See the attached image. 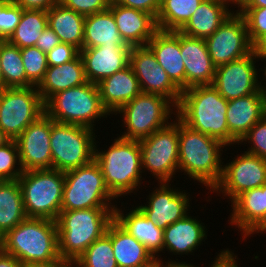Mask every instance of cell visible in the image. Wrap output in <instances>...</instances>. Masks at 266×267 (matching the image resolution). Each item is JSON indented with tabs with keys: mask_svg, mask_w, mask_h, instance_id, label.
I'll return each instance as SVG.
<instances>
[{
	"mask_svg": "<svg viewBox=\"0 0 266 267\" xmlns=\"http://www.w3.org/2000/svg\"><path fill=\"white\" fill-rule=\"evenodd\" d=\"M46 27H48L46 10L22 9L20 22L7 41L20 49L35 46Z\"/></svg>",
	"mask_w": 266,
	"mask_h": 267,
	"instance_id": "836d02e7",
	"label": "cell"
},
{
	"mask_svg": "<svg viewBox=\"0 0 266 267\" xmlns=\"http://www.w3.org/2000/svg\"><path fill=\"white\" fill-rule=\"evenodd\" d=\"M51 118L45 113L16 139L23 171L52 169Z\"/></svg>",
	"mask_w": 266,
	"mask_h": 267,
	"instance_id": "d6986e66",
	"label": "cell"
},
{
	"mask_svg": "<svg viewBox=\"0 0 266 267\" xmlns=\"http://www.w3.org/2000/svg\"><path fill=\"white\" fill-rule=\"evenodd\" d=\"M105 234L111 239L118 267H144L155 260L145 245L130 235L115 219L110 222Z\"/></svg>",
	"mask_w": 266,
	"mask_h": 267,
	"instance_id": "f1b7e54d",
	"label": "cell"
},
{
	"mask_svg": "<svg viewBox=\"0 0 266 267\" xmlns=\"http://www.w3.org/2000/svg\"><path fill=\"white\" fill-rule=\"evenodd\" d=\"M64 175L61 211L117 206V199L106 187L101 168L95 160L68 170Z\"/></svg>",
	"mask_w": 266,
	"mask_h": 267,
	"instance_id": "9c48e42d",
	"label": "cell"
},
{
	"mask_svg": "<svg viewBox=\"0 0 266 267\" xmlns=\"http://www.w3.org/2000/svg\"><path fill=\"white\" fill-rule=\"evenodd\" d=\"M130 65L141 92L160 95L177 107L182 91L171 81L148 46L131 47Z\"/></svg>",
	"mask_w": 266,
	"mask_h": 267,
	"instance_id": "2e32d148",
	"label": "cell"
},
{
	"mask_svg": "<svg viewBox=\"0 0 266 267\" xmlns=\"http://www.w3.org/2000/svg\"><path fill=\"white\" fill-rule=\"evenodd\" d=\"M233 5L230 0H203L179 32L206 39L235 11Z\"/></svg>",
	"mask_w": 266,
	"mask_h": 267,
	"instance_id": "83f0119b",
	"label": "cell"
},
{
	"mask_svg": "<svg viewBox=\"0 0 266 267\" xmlns=\"http://www.w3.org/2000/svg\"><path fill=\"white\" fill-rule=\"evenodd\" d=\"M43 114L45 103L35 86L0 90V128L11 140Z\"/></svg>",
	"mask_w": 266,
	"mask_h": 267,
	"instance_id": "7c38bea8",
	"label": "cell"
},
{
	"mask_svg": "<svg viewBox=\"0 0 266 267\" xmlns=\"http://www.w3.org/2000/svg\"><path fill=\"white\" fill-rule=\"evenodd\" d=\"M236 7H266V0H241Z\"/></svg>",
	"mask_w": 266,
	"mask_h": 267,
	"instance_id": "11a10c76",
	"label": "cell"
},
{
	"mask_svg": "<svg viewBox=\"0 0 266 267\" xmlns=\"http://www.w3.org/2000/svg\"><path fill=\"white\" fill-rule=\"evenodd\" d=\"M118 205L114 209V219L127 232L135 237L141 244H144L146 249L152 254L155 259L163 261L161 252L163 253V231L152 220L145 217V215L136 207L129 206L123 209ZM130 210V211H129ZM128 211V212H127Z\"/></svg>",
	"mask_w": 266,
	"mask_h": 267,
	"instance_id": "d4e9b609",
	"label": "cell"
},
{
	"mask_svg": "<svg viewBox=\"0 0 266 267\" xmlns=\"http://www.w3.org/2000/svg\"><path fill=\"white\" fill-rule=\"evenodd\" d=\"M11 139L4 133V131L0 128V147L4 146Z\"/></svg>",
	"mask_w": 266,
	"mask_h": 267,
	"instance_id": "9f6ffc18",
	"label": "cell"
},
{
	"mask_svg": "<svg viewBox=\"0 0 266 267\" xmlns=\"http://www.w3.org/2000/svg\"><path fill=\"white\" fill-rule=\"evenodd\" d=\"M147 46L157 58L171 81L181 90L185 89V65L180 51V32L158 30Z\"/></svg>",
	"mask_w": 266,
	"mask_h": 267,
	"instance_id": "484cf974",
	"label": "cell"
},
{
	"mask_svg": "<svg viewBox=\"0 0 266 267\" xmlns=\"http://www.w3.org/2000/svg\"><path fill=\"white\" fill-rule=\"evenodd\" d=\"M243 143L245 146L248 143L246 152L266 159V115L248 131L238 145H244Z\"/></svg>",
	"mask_w": 266,
	"mask_h": 267,
	"instance_id": "60d3db41",
	"label": "cell"
},
{
	"mask_svg": "<svg viewBox=\"0 0 266 267\" xmlns=\"http://www.w3.org/2000/svg\"><path fill=\"white\" fill-rule=\"evenodd\" d=\"M19 149L16 140L0 147V181H15L22 175Z\"/></svg>",
	"mask_w": 266,
	"mask_h": 267,
	"instance_id": "f35d334b",
	"label": "cell"
},
{
	"mask_svg": "<svg viewBox=\"0 0 266 267\" xmlns=\"http://www.w3.org/2000/svg\"><path fill=\"white\" fill-rule=\"evenodd\" d=\"M119 34L131 47L147 46L149 40L158 31L156 19L146 12L110 4Z\"/></svg>",
	"mask_w": 266,
	"mask_h": 267,
	"instance_id": "603a6c76",
	"label": "cell"
},
{
	"mask_svg": "<svg viewBox=\"0 0 266 267\" xmlns=\"http://www.w3.org/2000/svg\"><path fill=\"white\" fill-rule=\"evenodd\" d=\"M59 2L83 16L104 11L110 5V0H59Z\"/></svg>",
	"mask_w": 266,
	"mask_h": 267,
	"instance_id": "7bdbcfd3",
	"label": "cell"
},
{
	"mask_svg": "<svg viewBox=\"0 0 266 267\" xmlns=\"http://www.w3.org/2000/svg\"><path fill=\"white\" fill-rule=\"evenodd\" d=\"M20 52L26 71L27 87H37L48 68L47 55L36 46L22 48Z\"/></svg>",
	"mask_w": 266,
	"mask_h": 267,
	"instance_id": "74e56055",
	"label": "cell"
},
{
	"mask_svg": "<svg viewBox=\"0 0 266 267\" xmlns=\"http://www.w3.org/2000/svg\"><path fill=\"white\" fill-rule=\"evenodd\" d=\"M18 181L27 217L56 221L61 212L64 172L56 169L27 170Z\"/></svg>",
	"mask_w": 266,
	"mask_h": 267,
	"instance_id": "ba28073f",
	"label": "cell"
},
{
	"mask_svg": "<svg viewBox=\"0 0 266 267\" xmlns=\"http://www.w3.org/2000/svg\"><path fill=\"white\" fill-rule=\"evenodd\" d=\"M6 0H0V5L3 4Z\"/></svg>",
	"mask_w": 266,
	"mask_h": 267,
	"instance_id": "94428289",
	"label": "cell"
},
{
	"mask_svg": "<svg viewBox=\"0 0 266 267\" xmlns=\"http://www.w3.org/2000/svg\"><path fill=\"white\" fill-rule=\"evenodd\" d=\"M242 152L223 163L221 179L210 192L223 195L231 203L243 192L266 184V159Z\"/></svg>",
	"mask_w": 266,
	"mask_h": 267,
	"instance_id": "4fadbf2b",
	"label": "cell"
},
{
	"mask_svg": "<svg viewBox=\"0 0 266 267\" xmlns=\"http://www.w3.org/2000/svg\"><path fill=\"white\" fill-rule=\"evenodd\" d=\"M117 114L126 129L119 137L139 141L167 126L176 117V107L160 95L141 92L114 115Z\"/></svg>",
	"mask_w": 266,
	"mask_h": 267,
	"instance_id": "52a82bcc",
	"label": "cell"
},
{
	"mask_svg": "<svg viewBox=\"0 0 266 267\" xmlns=\"http://www.w3.org/2000/svg\"><path fill=\"white\" fill-rule=\"evenodd\" d=\"M252 53L256 57L266 56V33L261 35L253 44H252Z\"/></svg>",
	"mask_w": 266,
	"mask_h": 267,
	"instance_id": "681fc988",
	"label": "cell"
},
{
	"mask_svg": "<svg viewBox=\"0 0 266 267\" xmlns=\"http://www.w3.org/2000/svg\"><path fill=\"white\" fill-rule=\"evenodd\" d=\"M205 41L215 67L245 57L252 52L246 21L237 10Z\"/></svg>",
	"mask_w": 266,
	"mask_h": 267,
	"instance_id": "5bb4252c",
	"label": "cell"
},
{
	"mask_svg": "<svg viewBox=\"0 0 266 267\" xmlns=\"http://www.w3.org/2000/svg\"><path fill=\"white\" fill-rule=\"evenodd\" d=\"M0 249L23 265L61 259L55 220L27 217L0 238Z\"/></svg>",
	"mask_w": 266,
	"mask_h": 267,
	"instance_id": "277c9868",
	"label": "cell"
},
{
	"mask_svg": "<svg viewBox=\"0 0 266 267\" xmlns=\"http://www.w3.org/2000/svg\"><path fill=\"white\" fill-rule=\"evenodd\" d=\"M97 87L102 105L111 116L141 93L138 79L130 64L101 80Z\"/></svg>",
	"mask_w": 266,
	"mask_h": 267,
	"instance_id": "4316f807",
	"label": "cell"
},
{
	"mask_svg": "<svg viewBox=\"0 0 266 267\" xmlns=\"http://www.w3.org/2000/svg\"><path fill=\"white\" fill-rule=\"evenodd\" d=\"M27 218L20 183L0 181V238Z\"/></svg>",
	"mask_w": 266,
	"mask_h": 267,
	"instance_id": "d6a6232c",
	"label": "cell"
},
{
	"mask_svg": "<svg viewBox=\"0 0 266 267\" xmlns=\"http://www.w3.org/2000/svg\"><path fill=\"white\" fill-rule=\"evenodd\" d=\"M97 141L95 143L94 160L101 168L105 185L110 193L117 201H119V197H128V195H132L131 193L137 194L143 184L142 180H145L142 177L139 141L127 140L117 136L107 150L98 147Z\"/></svg>",
	"mask_w": 266,
	"mask_h": 267,
	"instance_id": "3957f363",
	"label": "cell"
},
{
	"mask_svg": "<svg viewBox=\"0 0 266 267\" xmlns=\"http://www.w3.org/2000/svg\"><path fill=\"white\" fill-rule=\"evenodd\" d=\"M3 89V75H2V72H1V64H0V90Z\"/></svg>",
	"mask_w": 266,
	"mask_h": 267,
	"instance_id": "680465c9",
	"label": "cell"
},
{
	"mask_svg": "<svg viewBox=\"0 0 266 267\" xmlns=\"http://www.w3.org/2000/svg\"><path fill=\"white\" fill-rule=\"evenodd\" d=\"M234 5L235 7L240 3L241 0H230Z\"/></svg>",
	"mask_w": 266,
	"mask_h": 267,
	"instance_id": "91938a15",
	"label": "cell"
},
{
	"mask_svg": "<svg viewBox=\"0 0 266 267\" xmlns=\"http://www.w3.org/2000/svg\"><path fill=\"white\" fill-rule=\"evenodd\" d=\"M22 16V8L12 0L0 5V40H7L16 29Z\"/></svg>",
	"mask_w": 266,
	"mask_h": 267,
	"instance_id": "b9f144b4",
	"label": "cell"
},
{
	"mask_svg": "<svg viewBox=\"0 0 266 267\" xmlns=\"http://www.w3.org/2000/svg\"><path fill=\"white\" fill-rule=\"evenodd\" d=\"M142 172L160 182H174L178 170L179 136L178 118L156 130L149 137L139 140ZM173 179V180H172Z\"/></svg>",
	"mask_w": 266,
	"mask_h": 267,
	"instance_id": "8fae6325",
	"label": "cell"
},
{
	"mask_svg": "<svg viewBox=\"0 0 266 267\" xmlns=\"http://www.w3.org/2000/svg\"><path fill=\"white\" fill-rule=\"evenodd\" d=\"M22 9L49 10L59 0H12Z\"/></svg>",
	"mask_w": 266,
	"mask_h": 267,
	"instance_id": "c3c4849f",
	"label": "cell"
},
{
	"mask_svg": "<svg viewBox=\"0 0 266 267\" xmlns=\"http://www.w3.org/2000/svg\"><path fill=\"white\" fill-rule=\"evenodd\" d=\"M146 198V203L136 207L164 230L169 225L184 218L191 210V197L187 190L171 186V182H160ZM175 187V188H173Z\"/></svg>",
	"mask_w": 266,
	"mask_h": 267,
	"instance_id": "9a60e30c",
	"label": "cell"
},
{
	"mask_svg": "<svg viewBox=\"0 0 266 267\" xmlns=\"http://www.w3.org/2000/svg\"><path fill=\"white\" fill-rule=\"evenodd\" d=\"M60 43V39L57 34L48 26L38 38L36 47L44 53L50 52L55 46Z\"/></svg>",
	"mask_w": 266,
	"mask_h": 267,
	"instance_id": "bcb514c9",
	"label": "cell"
},
{
	"mask_svg": "<svg viewBox=\"0 0 266 267\" xmlns=\"http://www.w3.org/2000/svg\"><path fill=\"white\" fill-rule=\"evenodd\" d=\"M162 0H110V4L122 5L151 14L155 19Z\"/></svg>",
	"mask_w": 266,
	"mask_h": 267,
	"instance_id": "f6af8a7d",
	"label": "cell"
},
{
	"mask_svg": "<svg viewBox=\"0 0 266 267\" xmlns=\"http://www.w3.org/2000/svg\"><path fill=\"white\" fill-rule=\"evenodd\" d=\"M231 204L228 224L238 228L242 240L266 234V184L240 194Z\"/></svg>",
	"mask_w": 266,
	"mask_h": 267,
	"instance_id": "ac0fdd59",
	"label": "cell"
},
{
	"mask_svg": "<svg viewBox=\"0 0 266 267\" xmlns=\"http://www.w3.org/2000/svg\"><path fill=\"white\" fill-rule=\"evenodd\" d=\"M257 57L249 55L216 67L212 86L225 100L241 98L255 93L258 86Z\"/></svg>",
	"mask_w": 266,
	"mask_h": 267,
	"instance_id": "e0dca14e",
	"label": "cell"
},
{
	"mask_svg": "<svg viewBox=\"0 0 266 267\" xmlns=\"http://www.w3.org/2000/svg\"><path fill=\"white\" fill-rule=\"evenodd\" d=\"M0 267H23V264L14 256L0 249Z\"/></svg>",
	"mask_w": 266,
	"mask_h": 267,
	"instance_id": "f907efd6",
	"label": "cell"
},
{
	"mask_svg": "<svg viewBox=\"0 0 266 267\" xmlns=\"http://www.w3.org/2000/svg\"><path fill=\"white\" fill-rule=\"evenodd\" d=\"M84 65L78 54L72 61L60 66H48L45 75L36 87L46 103L56 93L86 83Z\"/></svg>",
	"mask_w": 266,
	"mask_h": 267,
	"instance_id": "f546056e",
	"label": "cell"
},
{
	"mask_svg": "<svg viewBox=\"0 0 266 267\" xmlns=\"http://www.w3.org/2000/svg\"><path fill=\"white\" fill-rule=\"evenodd\" d=\"M227 108L228 100L212 85H197L182 91L176 117L189 128L217 139L227 147H236L238 142L228 129Z\"/></svg>",
	"mask_w": 266,
	"mask_h": 267,
	"instance_id": "6da1fadb",
	"label": "cell"
},
{
	"mask_svg": "<svg viewBox=\"0 0 266 267\" xmlns=\"http://www.w3.org/2000/svg\"><path fill=\"white\" fill-rule=\"evenodd\" d=\"M72 264L63 259L51 261V262H38V263H27L23 267H71Z\"/></svg>",
	"mask_w": 266,
	"mask_h": 267,
	"instance_id": "816d5d0a",
	"label": "cell"
},
{
	"mask_svg": "<svg viewBox=\"0 0 266 267\" xmlns=\"http://www.w3.org/2000/svg\"><path fill=\"white\" fill-rule=\"evenodd\" d=\"M179 136V173L188 176L189 180L199 182L208 194L219 183L223 172L222 142L199 131L189 128L178 119ZM222 157V158H221Z\"/></svg>",
	"mask_w": 266,
	"mask_h": 267,
	"instance_id": "7a4b0ae2",
	"label": "cell"
},
{
	"mask_svg": "<svg viewBox=\"0 0 266 267\" xmlns=\"http://www.w3.org/2000/svg\"><path fill=\"white\" fill-rule=\"evenodd\" d=\"M101 45L129 46L119 34L112 11H104L85 16L83 48Z\"/></svg>",
	"mask_w": 266,
	"mask_h": 267,
	"instance_id": "1f68e13d",
	"label": "cell"
},
{
	"mask_svg": "<svg viewBox=\"0 0 266 267\" xmlns=\"http://www.w3.org/2000/svg\"><path fill=\"white\" fill-rule=\"evenodd\" d=\"M96 137L94 129L51 119L52 169L66 172L93 161Z\"/></svg>",
	"mask_w": 266,
	"mask_h": 267,
	"instance_id": "30bf717a",
	"label": "cell"
},
{
	"mask_svg": "<svg viewBox=\"0 0 266 267\" xmlns=\"http://www.w3.org/2000/svg\"><path fill=\"white\" fill-rule=\"evenodd\" d=\"M48 26L60 42L71 44L79 51L83 48L85 16L57 2L47 10Z\"/></svg>",
	"mask_w": 266,
	"mask_h": 267,
	"instance_id": "4dcf8cb0",
	"label": "cell"
},
{
	"mask_svg": "<svg viewBox=\"0 0 266 267\" xmlns=\"http://www.w3.org/2000/svg\"><path fill=\"white\" fill-rule=\"evenodd\" d=\"M257 60H258L257 62H259L261 60V62H265V64H266V56L257 57ZM265 64H264V69L261 67L258 69V73L263 71L262 75L258 74V79L261 80V81L258 80V86H259V90L266 96V82H265L266 81V65ZM261 76H263L262 79H261Z\"/></svg>",
	"mask_w": 266,
	"mask_h": 267,
	"instance_id": "f5cc1de1",
	"label": "cell"
},
{
	"mask_svg": "<svg viewBox=\"0 0 266 267\" xmlns=\"http://www.w3.org/2000/svg\"><path fill=\"white\" fill-rule=\"evenodd\" d=\"M0 64L3 88L27 87V77L20 48L0 40Z\"/></svg>",
	"mask_w": 266,
	"mask_h": 267,
	"instance_id": "d590c367",
	"label": "cell"
},
{
	"mask_svg": "<svg viewBox=\"0 0 266 267\" xmlns=\"http://www.w3.org/2000/svg\"><path fill=\"white\" fill-rule=\"evenodd\" d=\"M131 46L101 45L93 48H82V58L86 80L98 84L127 67L130 64Z\"/></svg>",
	"mask_w": 266,
	"mask_h": 267,
	"instance_id": "ffe728a7",
	"label": "cell"
},
{
	"mask_svg": "<svg viewBox=\"0 0 266 267\" xmlns=\"http://www.w3.org/2000/svg\"><path fill=\"white\" fill-rule=\"evenodd\" d=\"M73 267H118L111 239L104 234L95 240L72 264Z\"/></svg>",
	"mask_w": 266,
	"mask_h": 267,
	"instance_id": "8d00e7d4",
	"label": "cell"
},
{
	"mask_svg": "<svg viewBox=\"0 0 266 267\" xmlns=\"http://www.w3.org/2000/svg\"><path fill=\"white\" fill-rule=\"evenodd\" d=\"M180 51L185 65V89L197 85H212L216 67L205 39L180 32Z\"/></svg>",
	"mask_w": 266,
	"mask_h": 267,
	"instance_id": "44dd1931",
	"label": "cell"
},
{
	"mask_svg": "<svg viewBox=\"0 0 266 267\" xmlns=\"http://www.w3.org/2000/svg\"><path fill=\"white\" fill-rule=\"evenodd\" d=\"M187 214L184 218L169 225L163 231V253L172 256L183 255L194 256L195 250L205 242L208 229L205 224L195 216ZM206 228V229H205ZM199 246V247H198ZM166 251V252H165ZM193 253V254H192Z\"/></svg>",
	"mask_w": 266,
	"mask_h": 267,
	"instance_id": "7402d4cb",
	"label": "cell"
},
{
	"mask_svg": "<svg viewBox=\"0 0 266 267\" xmlns=\"http://www.w3.org/2000/svg\"><path fill=\"white\" fill-rule=\"evenodd\" d=\"M79 54V50L71 44L60 42L47 55L48 66H60L72 61Z\"/></svg>",
	"mask_w": 266,
	"mask_h": 267,
	"instance_id": "ee69618b",
	"label": "cell"
},
{
	"mask_svg": "<svg viewBox=\"0 0 266 267\" xmlns=\"http://www.w3.org/2000/svg\"><path fill=\"white\" fill-rule=\"evenodd\" d=\"M144 267H160V259H155L150 264H148Z\"/></svg>",
	"mask_w": 266,
	"mask_h": 267,
	"instance_id": "6f0895ef",
	"label": "cell"
},
{
	"mask_svg": "<svg viewBox=\"0 0 266 267\" xmlns=\"http://www.w3.org/2000/svg\"><path fill=\"white\" fill-rule=\"evenodd\" d=\"M165 260L166 258L163 261L160 260V267H201V266H196V264L193 265V263L191 264V263H187L186 261L184 262V261L178 260V258L176 259V261L174 259L171 260L169 257H168V261H165Z\"/></svg>",
	"mask_w": 266,
	"mask_h": 267,
	"instance_id": "db71d44e",
	"label": "cell"
},
{
	"mask_svg": "<svg viewBox=\"0 0 266 267\" xmlns=\"http://www.w3.org/2000/svg\"><path fill=\"white\" fill-rule=\"evenodd\" d=\"M203 0H162L156 17L158 30L179 31Z\"/></svg>",
	"mask_w": 266,
	"mask_h": 267,
	"instance_id": "e575fe53",
	"label": "cell"
},
{
	"mask_svg": "<svg viewBox=\"0 0 266 267\" xmlns=\"http://www.w3.org/2000/svg\"><path fill=\"white\" fill-rule=\"evenodd\" d=\"M45 113L55 122L94 130L99 120L111 116L102 105L97 84L89 81L53 95L45 103Z\"/></svg>",
	"mask_w": 266,
	"mask_h": 267,
	"instance_id": "8992f818",
	"label": "cell"
},
{
	"mask_svg": "<svg viewBox=\"0 0 266 267\" xmlns=\"http://www.w3.org/2000/svg\"><path fill=\"white\" fill-rule=\"evenodd\" d=\"M114 209L96 207L61 211L56 220L61 259L73 264L95 240L101 238L114 219Z\"/></svg>",
	"mask_w": 266,
	"mask_h": 267,
	"instance_id": "5b68a950",
	"label": "cell"
},
{
	"mask_svg": "<svg viewBox=\"0 0 266 267\" xmlns=\"http://www.w3.org/2000/svg\"><path fill=\"white\" fill-rule=\"evenodd\" d=\"M266 115V96L258 90L248 96L228 100L226 120L229 133L239 143Z\"/></svg>",
	"mask_w": 266,
	"mask_h": 267,
	"instance_id": "cb8c5ba5",
	"label": "cell"
},
{
	"mask_svg": "<svg viewBox=\"0 0 266 267\" xmlns=\"http://www.w3.org/2000/svg\"><path fill=\"white\" fill-rule=\"evenodd\" d=\"M246 21L248 37L253 44L266 33V7H235Z\"/></svg>",
	"mask_w": 266,
	"mask_h": 267,
	"instance_id": "ab89813d",
	"label": "cell"
},
{
	"mask_svg": "<svg viewBox=\"0 0 266 267\" xmlns=\"http://www.w3.org/2000/svg\"><path fill=\"white\" fill-rule=\"evenodd\" d=\"M214 258V261H211V266L210 264L208 265L209 267H240V261H238V255L234 254V251L229 248L222 249Z\"/></svg>",
	"mask_w": 266,
	"mask_h": 267,
	"instance_id": "7dc6e473",
	"label": "cell"
}]
</instances>
